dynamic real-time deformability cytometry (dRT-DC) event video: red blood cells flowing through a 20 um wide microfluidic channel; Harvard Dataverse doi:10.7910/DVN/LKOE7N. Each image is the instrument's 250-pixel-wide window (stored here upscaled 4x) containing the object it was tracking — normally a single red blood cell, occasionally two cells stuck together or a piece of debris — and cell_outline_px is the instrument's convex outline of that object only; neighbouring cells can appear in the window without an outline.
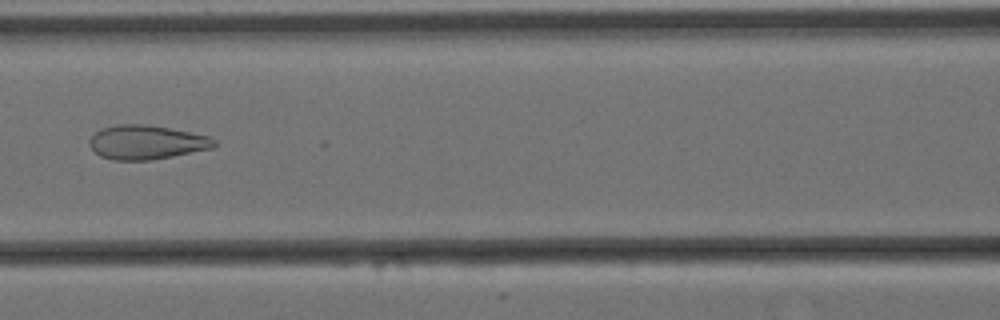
{"species": "Egyptian fruit bat (a non-hibernating species)", "species_latin": "Rousettus aegyptiacus", "temperature_condition": "cold", "stored_images_in_passage": 7, "camera_frame_rate_fps": 3000, "um_per_image_px": 0.085, "animal": {"sex": "female"}, "frame": {"image": 1, "passage_image": 7, "time_ms": 2.0, "image_size_px": [1000, 320], "cell_outline_px": [[216, 144], [212, 148], [172, 156], [148, 160], [112, 160], [100, 156], [88, 144], [88, 140], [100, 128], [116, 124], [144, 124], [168, 128], [208, 136], [216, 140]], "centroid_in_image_um": [12.4, 12.09], "position_along_channel_um": 154.2, "area_um2": 24.62}}